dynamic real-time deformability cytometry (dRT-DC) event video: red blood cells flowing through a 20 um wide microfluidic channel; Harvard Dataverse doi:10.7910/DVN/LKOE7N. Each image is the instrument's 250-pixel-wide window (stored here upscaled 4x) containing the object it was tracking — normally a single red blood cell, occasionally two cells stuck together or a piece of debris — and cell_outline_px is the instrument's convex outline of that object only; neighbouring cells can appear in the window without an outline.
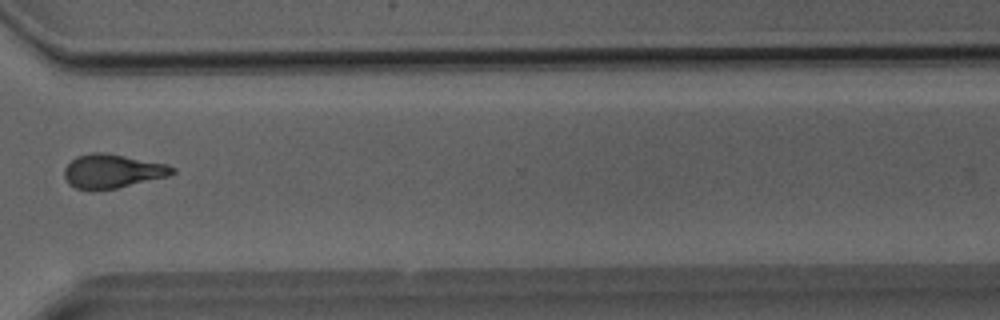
{"species": "Egyptian fruit bat (a non-hibernating species)", "species_latin": "Rousettus aegyptiacus", "temperature_condition": "room temperature", "stored_images_in_passage": 30, "camera_frame_rate_fps": 3000, "um_per_image_px": 0.085, "animal": {"sex": "male"}, "frame": {"image": 1, "passage_image": 22, "time_ms": 7.0, "image_size_px": [1000, 320], "cell_outline_px": [[176, 172], [168, 176], [116, 188], [92, 192], [76, 188], [68, 184], [64, 176], [64, 168], [76, 156], [92, 152], [108, 152], [168, 164], [176, 168]], "centroid_in_image_um": [9.54, 14.55], "position_along_channel_um": 361.1, "area_um2": 21.79}}
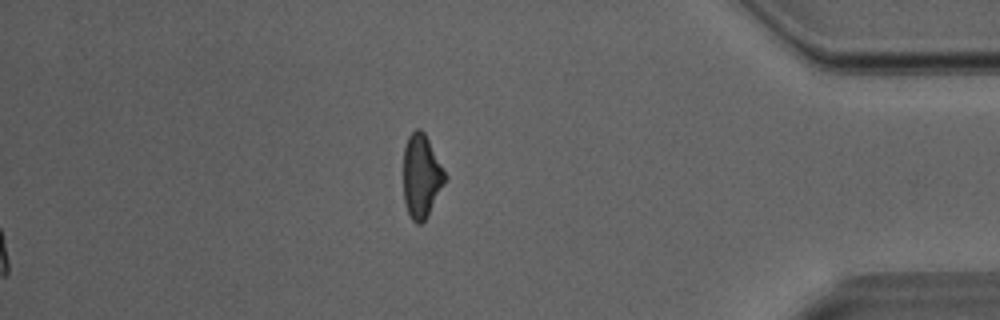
{"frame": {"image": 2, "passage_image": 26, "time_ms": 8.333, "image_size_px": [1000, 320], "cell_outline_px": [[448, 176], [428, 216], [420, 224], [416, 224], [412, 220], [408, 212], [404, 200], [404, 148], [408, 136], [416, 128], [420, 128], [424, 132]], "centroid_in_image_um": [35.83, 14.97], "position_along_channel_um": 399.4, "area_um2": 20.23}}